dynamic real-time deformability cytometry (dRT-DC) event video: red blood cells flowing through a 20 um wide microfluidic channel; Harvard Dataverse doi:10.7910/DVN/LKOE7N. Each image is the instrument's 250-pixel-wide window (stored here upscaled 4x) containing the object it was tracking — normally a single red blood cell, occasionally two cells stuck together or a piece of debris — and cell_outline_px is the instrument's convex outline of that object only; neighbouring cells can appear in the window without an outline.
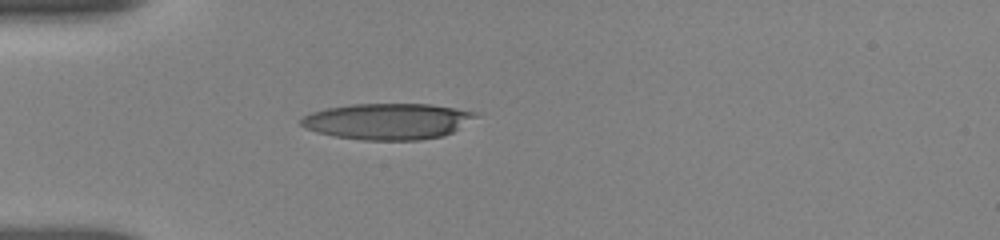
{"species": "human", "species_latin": "Homo sapiens", "temperature_condition": "room temperature", "stored_images_in_passage": 1, "camera_frame_rate_fps": 3000, "um_per_image_px": 0.085, "donor": {"sex": "female"}, "frame": {"image": 1, "passage_image": 1, "time_ms": 0.0, "image_size_px": [1000, 240], "cell_outline_px": [[480, 116], [452, 132], [444, 136], [420, 140], [360, 140], [336, 136], [316, 132], [304, 128], [300, 124], [300, 120], [304, 116], [312, 112], [328, 108], [352, 104], [428, 104], [476, 112]], "centroid_in_image_um": [32.96, 10.32], "position_along_channel_um": 52.0, "area_um2": 36.7}}